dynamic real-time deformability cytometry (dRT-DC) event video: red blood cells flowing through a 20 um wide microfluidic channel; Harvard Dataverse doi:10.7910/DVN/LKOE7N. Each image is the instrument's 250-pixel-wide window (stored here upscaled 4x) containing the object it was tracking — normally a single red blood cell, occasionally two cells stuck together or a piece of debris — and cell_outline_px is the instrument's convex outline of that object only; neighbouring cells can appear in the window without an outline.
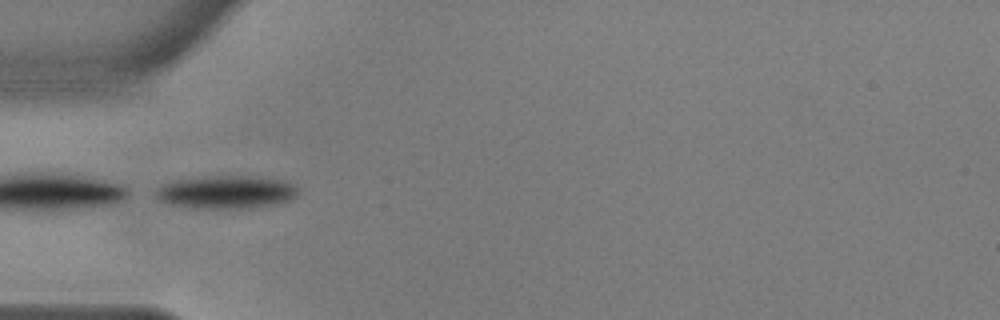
{"species": "common noctule bat (a hibernating species)", "species_latin": "Nyctalus noctula", "temperature_condition": "warm", "stored_images_in_passage": 19, "camera_frame_rate_fps": 3000, "um_per_image_px": 0.085, "animal": {"sex": "male", "body_mass_g": 17.9, "forearm_length_mm": 54.2}, "frame": {"image": 1, "passage_image": 1, "time_ms": 0.0, "image_size_px": [1000, 320], "cell_outline_px": [[300, 192], [292, 200], [280, 204], [252, 208], [208, 208], [176, 204], [160, 200], [156, 196], [156, 188], [164, 184], [176, 180], [204, 176], [260, 176], [280, 180], [292, 184]], "centroid_in_image_um": [19.33, 16.31], "position_along_channel_um": 65.7, "area_um2": 27.22}}
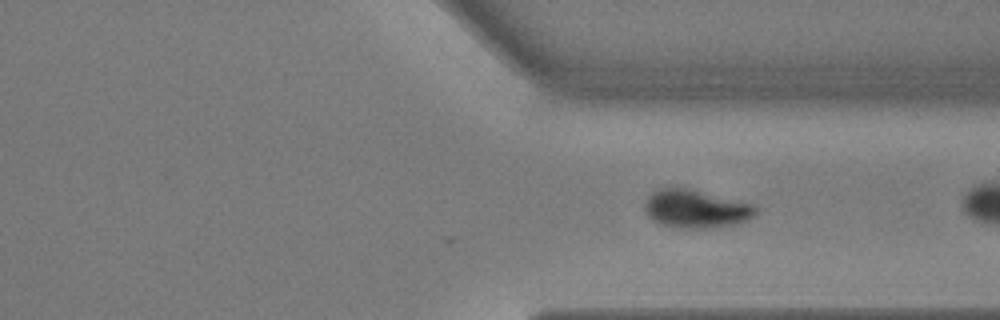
{"frame": {"image": 2, "passage_image": 19, "time_ms": 6.0, "image_size_px": [1000, 320], "cell_outline_px": [[756, 212], [748, 220], [732, 224], [704, 228], [672, 228], [660, 224], [652, 220], [648, 216], [644, 208], [644, 204], [648, 196], [652, 192], [660, 188], [688, 188], [752, 204], [756, 208]], "centroid_in_image_um": [59.08, 17.76], "position_along_channel_um": 352.3, "area_um2": 24.45}}